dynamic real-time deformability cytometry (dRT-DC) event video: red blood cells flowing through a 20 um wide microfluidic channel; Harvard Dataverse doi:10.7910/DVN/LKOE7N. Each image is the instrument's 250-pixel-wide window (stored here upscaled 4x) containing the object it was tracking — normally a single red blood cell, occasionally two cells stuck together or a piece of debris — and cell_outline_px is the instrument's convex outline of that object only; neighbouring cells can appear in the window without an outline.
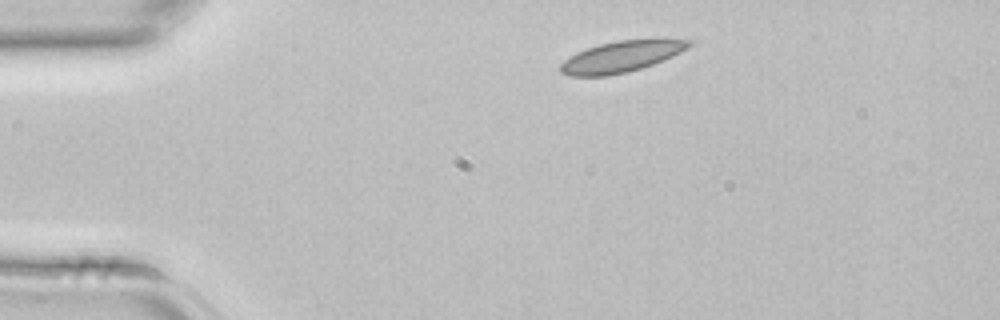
{"species": "common noctule bat (a hibernating species)", "species_latin": "Nyctalus noctula", "temperature_condition": "room temperature", "stored_images_in_passage": 2, "camera_frame_rate_fps": 3000, "um_per_image_px": 0.085, "animal": {"sex": "female", "body_mass_g": 22.7, "forearm_length_mm": 54.2}, "frame": {"image": 1, "passage_image": 1, "time_ms": 0.0, "image_size_px": [1000, 320], "cell_outline_px": [[696, 40], [692, 44], [680, 52], [672, 56], [652, 64], [628, 72], [604, 76], [568, 76], [560, 72], [560, 64], [568, 56], [576, 52], [600, 44], [616, 40]], "centroid_in_image_um": [52.74, 4.83], "position_along_channel_um": 32.3, "area_um2": 22.95}}